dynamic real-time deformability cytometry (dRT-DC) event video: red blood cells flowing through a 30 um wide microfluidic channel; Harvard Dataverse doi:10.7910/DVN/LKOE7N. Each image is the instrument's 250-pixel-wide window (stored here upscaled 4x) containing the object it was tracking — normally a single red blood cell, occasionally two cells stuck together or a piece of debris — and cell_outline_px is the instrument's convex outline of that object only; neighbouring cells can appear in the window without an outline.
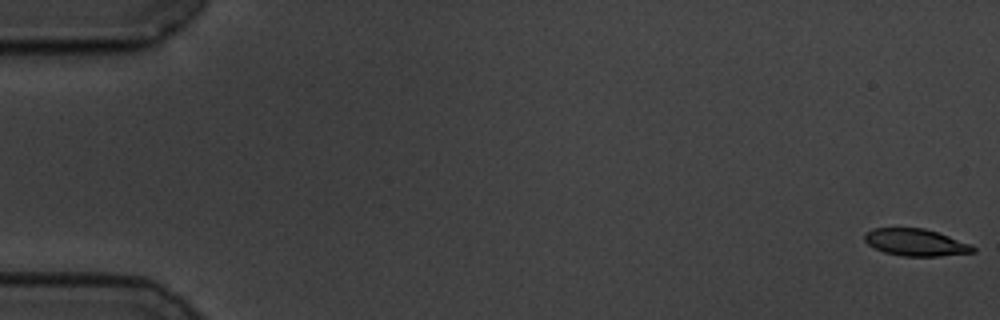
{"species": "common noctule bat (a hibernating species)", "species_latin": "Nyctalus noctula", "temperature_condition": "cold", "stored_images_in_passage": 59, "segment_of_instrument_passage": [1, 2], "camera_frame_rate_fps": 3000, "um_per_image_px": 0.085, "animal": {"sex": "male", "body_mass_g": 19.5, "forearm_length_mm": 54.6}, "frame": {"image": 1, "passage_image": 1, "time_ms": 0.0, "image_size_px": [1000, 320], "cell_outline_px": [[976, 252], [940, 256], [900, 256], [884, 252], [868, 244], [864, 240], [864, 232], [872, 228], [924, 228], [972, 244], [976, 248]], "centroid_in_image_um": [77.83, 20.6], "position_along_channel_um": 7.2, "area_um2": 17.17}}
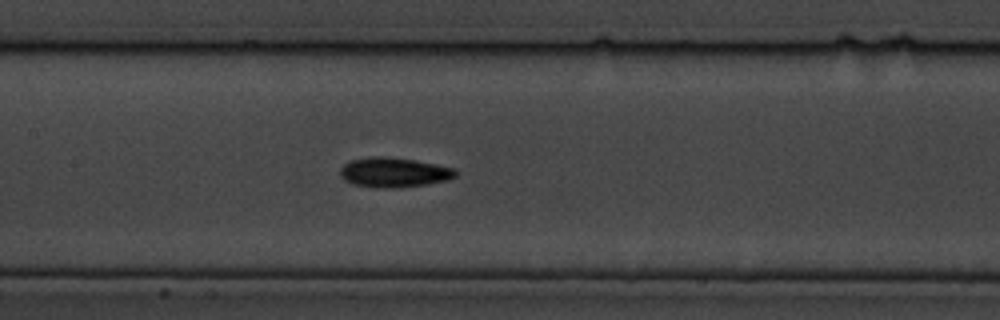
{"frame": {"image": 2, "passage_image": 28, "time_ms": 9.0, "image_size_px": [1000, 320], "cell_outline_px": [[456, 176], [448, 180], [424, 184], [396, 188], [384, 188], [352, 184], [344, 180], [340, 176], [340, 168], [348, 160], [372, 156], [388, 156], [416, 160], [436, 164], [452, 168], [456, 172]], "centroid_in_image_um": [33.43, 14.64], "position_along_channel_um": 174.0, "area_um2": 20.06}}
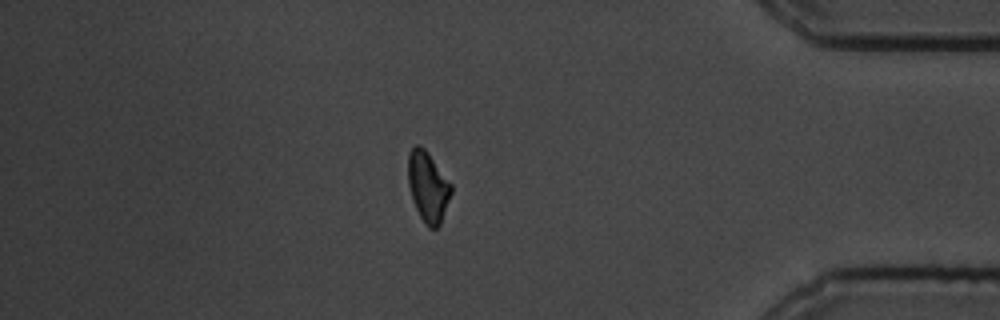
{"frame": {"image": 3, "passage_image": 50, "time_ms": 16.333, "image_size_px": [1000, 320], "cell_outline_px": [[452, 192], [440, 224], [436, 228], [428, 228], [420, 216], [412, 200], [408, 184], [408, 152], [416, 144], [420, 144], [428, 152], [452, 184]], "centroid_in_image_um": [36.37, 15.84], "position_along_channel_um": 398.8, "area_um2": 17.74}}